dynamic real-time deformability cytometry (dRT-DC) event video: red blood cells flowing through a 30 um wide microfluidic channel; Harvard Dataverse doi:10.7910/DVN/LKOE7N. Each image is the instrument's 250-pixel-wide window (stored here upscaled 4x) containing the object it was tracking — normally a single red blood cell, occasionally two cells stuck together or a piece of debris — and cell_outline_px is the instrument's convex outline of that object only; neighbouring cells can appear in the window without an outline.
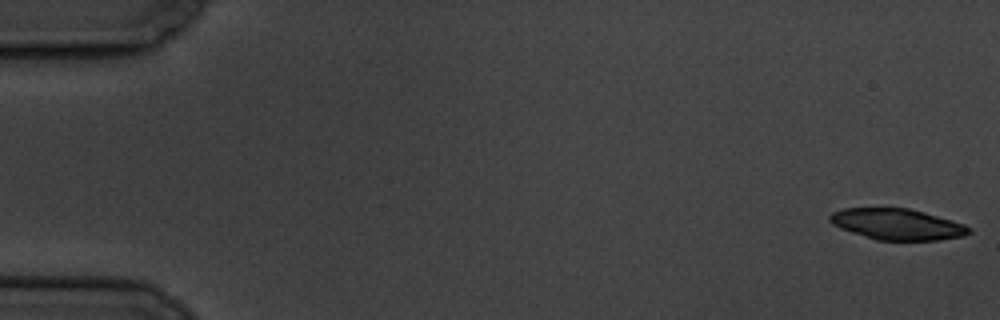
{"species": "common noctule bat (a hibernating species)", "species_latin": "Nyctalus noctula", "temperature_condition": "cold", "stored_images_in_passage": 5, "camera_frame_rate_fps": 3000, "um_per_image_px": 0.085, "animal": {"sex": "male", "body_mass_g": 19.5, "forearm_length_mm": 54.6}, "frame": {"image": 1, "passage_image": 1, "time_ms": 0.0, "image_size_px": [1000, 320], "cell_outline_px": [[972, 232], [964, 236], [940, 240], [876, 240], [840, 228], [832, 224], [828, 220], [828, 216], [832, 212], [844, 208], [908, 208], [924, 212], [952, 220], [964, 224], [972, 228]], "centroid_in_image_um": [76.27, 19.06], "position_along_channel_um": 8.7, "area_um2": 25.26}}
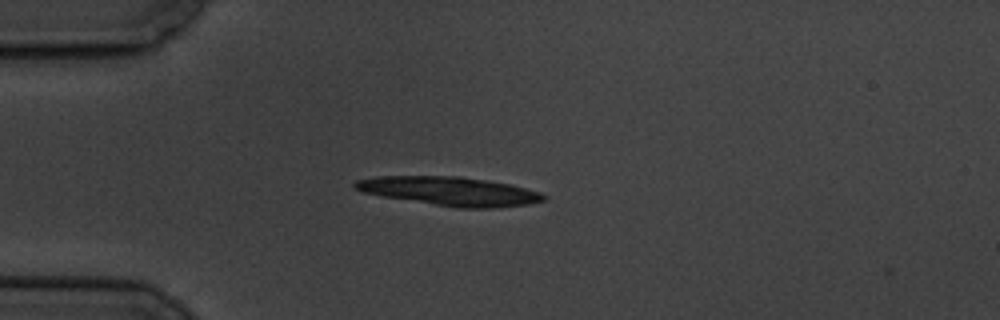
{"frame": {"image": 2, "passage_image": 5, "time_ms": 4.667, "image_size_px": [1000, 320], "cell_outline_px": [[548, 196], [544, 200], [528, 204], [496, 208], [460, 208], [384, 196], [364, 192], [352, 188], [352, 184], [356, 180], [376, 176], [460, 176], [488, 180], [512, 184], [540, 192]], "centroid_in_image_um": [38.26, 16.24], "position_along_channel_um": 46.7, "area_um2": 31.62}}